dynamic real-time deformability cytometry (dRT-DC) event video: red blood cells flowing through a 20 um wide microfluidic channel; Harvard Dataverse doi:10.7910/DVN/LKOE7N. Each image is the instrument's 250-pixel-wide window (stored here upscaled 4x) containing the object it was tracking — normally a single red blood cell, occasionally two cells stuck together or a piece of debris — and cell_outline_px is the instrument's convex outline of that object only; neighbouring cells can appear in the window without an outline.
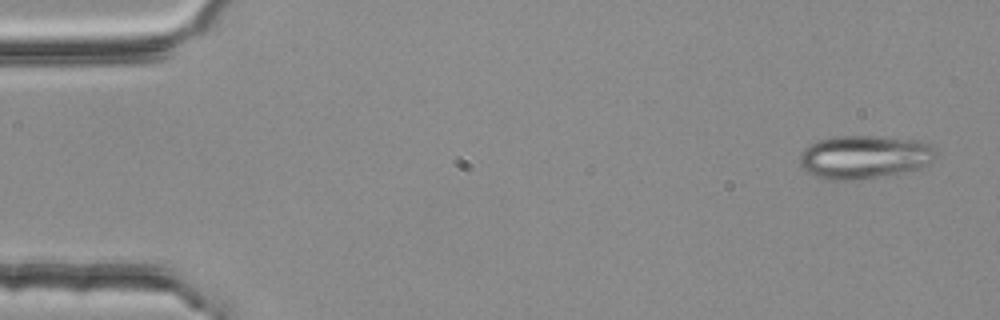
{"species": "common noctule bat (a hibernating species)", "species_latin": "Nyctalus noctula", "temperature_condition": "room temperature", "stored_images_in_passage": 5, "camera_frame_rate_fps": 3000, "um_per_image_px": 0.085, "animal": {"sex": "female", "body_mass_g": 25.1}, "frame": {"image": 1, "passage_image": 1, "time_ms": 0.0, "image_size_px": [1000, 320], "cell_outline_px": [[936, 160], [920, 168], [900, 172], [852, 180], [832, 180], [816, 176], [808, 172], [800, 164], [800, 156], [804, 148], [820, 140], [836, 136], [880, 136], [920, 140], [928, 144], [936, 152]], "centroid_in_image_um": [73.5, 13.32], "position_along_channel_um": 11.5, "area_um2": 34.04}}